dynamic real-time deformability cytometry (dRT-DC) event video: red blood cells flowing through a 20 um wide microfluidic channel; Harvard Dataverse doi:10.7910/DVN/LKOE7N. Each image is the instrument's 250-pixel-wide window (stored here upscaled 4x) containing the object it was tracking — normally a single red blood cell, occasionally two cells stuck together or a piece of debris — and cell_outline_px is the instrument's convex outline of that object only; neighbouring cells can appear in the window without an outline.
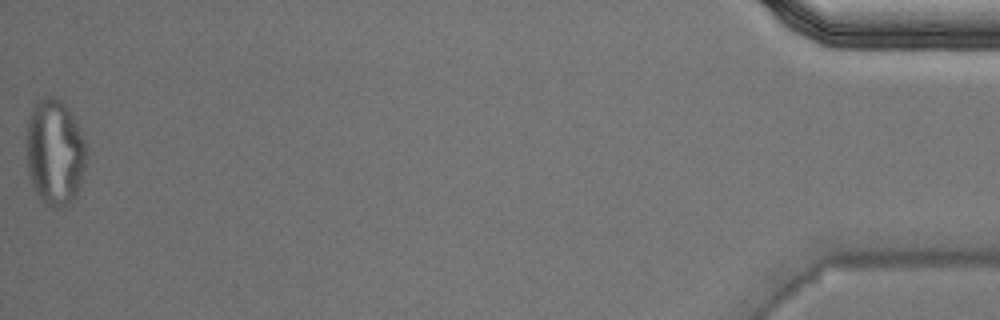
{"species": "Egyptian fruit bat (a non-hibernating species)", "species_latin": "Rousettus aegyptiacus", "temperature_condition": "warm", "stored_images_in_passage": 51, "camera_frame_rate_fps": 3000, "um_per_image_px": 0.085, "animal": {"sex": "male"}, "frame": {"image": 1, "passage_image": 51, "time_ms": 16.667, "image_size_px": [1000, 320], "cell_outline_px": [[84, 168], [76, 196], [72, 204], [60, 208], [52, 208], [44, 204], [40, 200], [32, 184], [28, 172], [24, 140], [28, 120], [32, 108], [36, 100], [44, 96], [52, 96], [60, 100], [76, 120], [84, 140]], "centroid_in_image_um": [4.6, 12.96], "position_along_channel_um": 430.6, "area_um2": 37.51}, "authors_computed_cell_mechanics": {"area_um2": 21.1548, "velocity_mm_per_s": 3.9922, "shape_relaxation_time_tau1_ms": null, "shape_relaxation_time_tau2_ms": 1.4676, "deformation_change_tau1": null, "deformation_change_tau2": 0.0943}}